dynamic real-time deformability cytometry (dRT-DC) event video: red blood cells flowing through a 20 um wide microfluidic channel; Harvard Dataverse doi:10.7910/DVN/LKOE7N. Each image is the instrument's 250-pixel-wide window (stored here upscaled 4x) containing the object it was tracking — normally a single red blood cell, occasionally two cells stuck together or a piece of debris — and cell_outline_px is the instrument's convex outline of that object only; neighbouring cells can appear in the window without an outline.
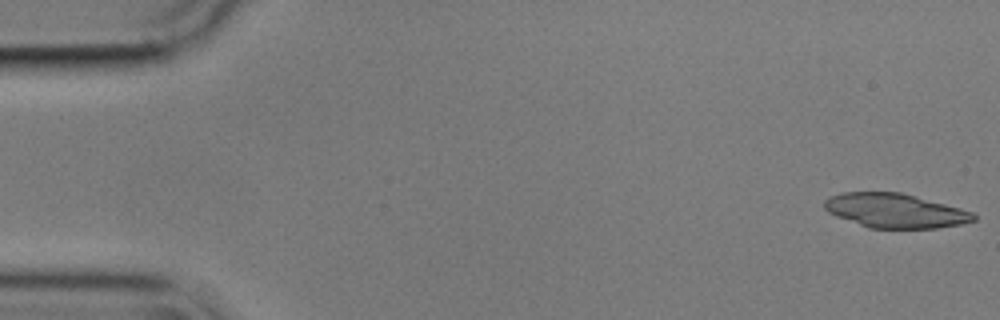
{"species": "common noctule bat (a hibernating species)", "species_latin": "Nyctalus noctula", "temperature_condition": "cold", "stored_images_in_passage": 24, "camera_frame_rate_fps": 3000, "um_per_image_px": 0.085, "animal": {"sex": "male", "body_mass_g": 17.9}, "frame": {"image": 1, "passage_image": 1, "time_ms": 0.0, "image_size_px": [1000, 320], "cell_outline_px": [[976, 220], [960, 224], [936, 228], [868, 228], [836, 216], [828, 212], [824, 208], [824, 200], [832, 196], [844, 192], [900, 192], [916, 196], [960, 208], [972, 212], [976, 216]], "centroid_in_image_um": [76.07, 17.91], "position_along_channel_um": 8.9, "area_um2": 29.65}}